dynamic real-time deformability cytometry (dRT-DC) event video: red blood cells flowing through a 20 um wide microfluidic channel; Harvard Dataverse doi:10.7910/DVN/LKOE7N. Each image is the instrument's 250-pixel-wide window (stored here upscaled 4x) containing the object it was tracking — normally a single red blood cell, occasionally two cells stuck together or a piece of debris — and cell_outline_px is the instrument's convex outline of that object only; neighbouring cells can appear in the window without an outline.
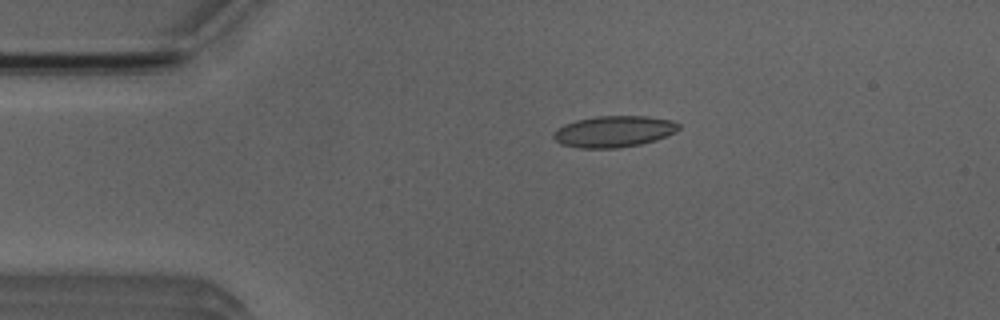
{"species": "Egyptian fruit bat (a non-hibernating species)", "species_latin": "Rousettus aegyptiacus", "temperature_condition": "room temperature", "stored_images_in_passage": 4, "camera_frame_rate_fps": 3000, "um_per_image_px": 0.085, "animal": {"sex": "male"}, "frame": {"image": 1, "passage_image": 3, "time_ms": 2.333, "image_size_px": [1000, 320], "cell_outline_px": [[680, 128], [656, 140], [640, 144], [616, 148], [580, 148], [560, 144], [552, 136], [552, 132], [564, 124], [576, 120], [596, 116], [648, 116], [672, 120], [680, 124]], "centroid_in_image_um": [52.14, 11.17], "position_along_channel_um": 32.9, "area_um2": 22.83}}